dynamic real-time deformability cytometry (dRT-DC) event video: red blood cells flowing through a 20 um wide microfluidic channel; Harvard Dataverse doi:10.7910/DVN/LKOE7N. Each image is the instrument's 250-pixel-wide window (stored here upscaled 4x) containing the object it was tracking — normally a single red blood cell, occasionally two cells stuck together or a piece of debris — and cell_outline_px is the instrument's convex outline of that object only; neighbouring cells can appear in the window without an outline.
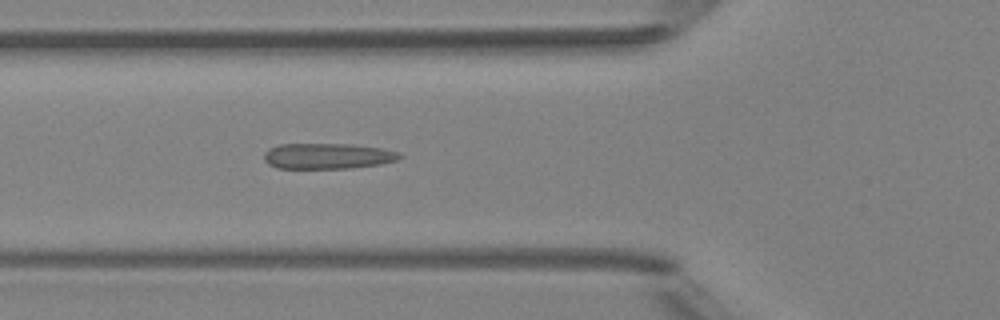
{"species": "Egyptian fruit bat (a non-hibernating species)", "species_latin": "Rousettus aegyptiacus", "temperature_condition": "room temperature", "stored_images_in_passage": 5, "camera_frame_rate_fps": 3000, "um_per_image_px": 0.085, "animal": {"sex": "female"}, "frame": {"image": 1, "passage_image": 5, "time_ms": 4.667, "image_size_px": [1000, 320], "cell_outline_px": [[404, 156], [396, 160], [380, 164], [348, 168], [276, 168], [268, 164], [264, 160], [264, 152], [268, 148], [280, 144], [352, 144], [380, 148], [400, 152]], "centroid_in_image_um": [27.83, 13.26], "position_along_channel_um": 98.0, "area_um2": 20.35}}